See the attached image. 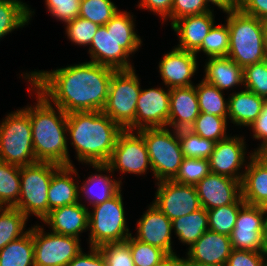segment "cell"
<instances>
[{
	"label": "cell",
	"mask_w": 267,
	"mask_h": 266,
	"mask_svg": "<svg viewBox=\"0 0 267 266\" xmlns=\"http://www.w3.org/2000/svg\"><path fill=\"white\" fill-rule=\"evenodd\" d=\"M115 69L83 62L51 71L21 74L52 104L65 113L102 111Z\"/></svg>",
	"instance_id": "1"
},
{
	"label": "cell",
	"mask_w": 267,
	"mask_h": 266,
	"mask_svg": "<svg viewBox=\"0 0 267 266\" xmlns=\"http://www.w3.org/2000/svg\"><path fill=\"white\" fill-rule=\"evenodd\" d=\"M123 130L103 111L67 114V139L75 148L78 162L87 165L107 164Z\"/></svg>",
	"instance_id": "2"
},
{
	"label": "cell",
	"mask_w": 267,
	"mask_h": 266,
	"mask_svg": "<svg viewBox=\"0 0 267 266\" xmlns=\"http://www.w3.org/2000/svg\"><path fill=\"white\" fill-rule=\"evenodd\" d=\"M31 88L37 95V103L23 109L30 116L36 161L74 166L67 145V113L52 104L33 85Z\"/></svg>",
	"instance_id": "3"
},
{
	"label": "cell",
	"mask_w": 267,
	"mask_h": 266,
	"mask_svg": "<svg viewBox=\"0 0 267 266\" xmlns=\"http://www.w3.org/2000/svg\"><path fill=\"white\" fill-rule=\"evenodd\" d=\"M134 23L133 15L119 10L104 26H99L88 50L90 62L115 70L135 68L129 57L141 47L142 39L136 34Z\"/></svg>",
	"instance_id": "4"
},
{
	"label": "cell",
	"mask_w": 267,
	"mask_h": 266,
	"mask_svg": "<svg viewBox=\"0 0 267 266\" xmlns=\"http://www.w3.org/2000/svg\"><path fill=\"white\" fill-rule=\"evenodd\" d=\"M226 14L230 37L227 57L243 69L266 60L261 19L244 13L238 7Z\"/></svg>",
	"instance_id": "5"
},
{
	"label": "cell",
	"mask_w": 267,
	"mask_h": 266,
	"mask_svg": "<svg viewBox=\"0 0 267 266\" xmlns=\"http://www.w3.org/2000/svg\"><path fill=\"white\" fill-rule=\"evenodd\" d=\"M0 161L20 167L37 162L31 120L24 109L7 114L0 124Z\"/></svg>",
	"instance_id": "6"
},
{
	"label": "cell",
	"mask_w": 267,
	"mask_h": 266,
	"mask_svg": "<svg viewBox=\"0 0 267 266\" xmlns=\"http://www.w3.org/2000/svg\"><path fill=\"white\" fill-rule=\"evenodd\" d=\"M121 191L105 202L91 206L93 209L88 212L89 247L123 242L132 234L127 226Z\"/></svg>",
	"instance_id": "7"
},
{
	"label": "cell",
	"mask_w": 267,
	"mask_h": 266,
	"mask_svg": "<svg viewBox=\"0 0 267 266\" xmlns=\"http://www.w3.org/2000/svg\"><path fill=\"white\" fill-rule=\"evenodd\" d=\"M60 165L50 162H36L21 166V189L14 206L27 218L32 214L41 221L48 215V189L53 173Z\"/></svg>",
	"instance_id": "8"
},
{
	"label": "cell",
	"mask_w": 267,
	"mask_h": 266,
	"mask_svg": "<svg viewBox=\"0 0 267 266\" xmlns=\"http://www.w3.org/2000/svg\"><path fill=\"white\" fill-rule=\"evenodd\" d=\"M146 143L152 172L157 180H172L184 158L177 130L167 127L145 128L138 131Z\"/></svg>",
	"instance_id": "9"
},
{
	"label": "cell",
	"mask_w": 267,
	"mask_h": 266,
	"mask_svg": "<svg viewBox=\"0 0 267 266\" xmlns=\"http://www.w3.org/2000/svg\"><path fill=\"white\" fill-rule=\"evenodd\" d=\"M135 69L113 72L106 105L102 110L123 129L135 130L136 104L141 91Z\"/></svg>",
	"instance_id": "10"
},
{
	"label": "cell",
	"mask_w": 267,
	"mask_h": 266,
	"mask_svg": "<svg viewBox=\"0 0 267 266\" xmlns=\"http://www.w3.org/2000/svg\"><path fill=\"white\" fill-rule=\"evenodd\" d=\"M232 249L267 252V212L244 204L230 235Z\"/></svg>",
	"instance_id": "11"
},
{
	"label": "cell",
	"mask_w": 267,
	"mask_h": 266,
	"mask_svg": "<svg viewBox=\"0 0 267 266\" xmlns=\"http://www.w3.org/2000/svg\"><path fill=\"white\" fill-rule=\"evenodd\" d=\"M34 266H67L82 250L80 239L33 227Z\"/></svg>",
	"instance_id": "12"
},
{
	"label": "cell",
	"mask_w": 267,
	"mask_h": 266,
	"mask_svg": "<svg viewBox=\"0 0 267 266\" xmlns=\"http://www.w3.org/2000/svg\"><path fill=\"white\" fill-rule=\"evenodd\" d=\"M107 165L112 172L117 169L123 174L143 175L148 168L152 172L143 136L138 131L124 129L117 138L116 146Z\"/></svg>",
	"instance_id": "13"
},
{
	"label": "cell",
	"mask_w": 267,
	"mask_h": 266,
	"mask_svg": "<svg viewBox=\"0 0 267 266\" xmlns=\"http://www.w3.org/2000/svg\"><path fill=\"white\" fill-rule=\"evenodd\" d=\"M155 185L158 189L152 203L171 221L202 208L194 185L173 180L159 181Z\"/></svg>",
	"instance_id": "14"
},
{
	"label": "cell",
	"mask_w": 267,
	"mask_h": 266,
	"mask_svg": "<svg viewBox=\"0 0 267 266\" xmlns=\"http://www.w3.org/2000/svg\"><path fill=\"white\" fill-rule=\"evenodd\" d=\"M170 114V88L141 89L136 104L135 130L167 127Z\"/></svg>",
	"instance_id": "15"
},
{
	"label": "cell",
	"mask_w": 267,
	"mask_h": 266,
	"mask_svg": "<svg viewBox=\"0 0 267 266\" xmlns=\"http://www.w3.org/2000/svg\"><path fill=\"white\" fill-rule=\"evenodd\" d=\"M245 143L243 136L239 135L218 141L208 159L211 173L242 181L244 171L240 172V169L247 166Z\"/></svg>",
	"instance_id": "16"
},
{
	"label": "cell",
	"mask_w": 267,
	"mask_h": 266,
	"mask_svg": "<svg viewBox=\"0 0 267 266\" xmlns=\"http://www.w3.org/2000/svg\"><path fill=\"white\" fill-rule=\"evenodd\" d=\"M195 188L201 207L206 210L236 203L242 197L241 181L211 172Z\"/></svg>",
	"instance_id": "17"
},
{
	"label": "cell",
	"mask_w": 267,
	"mask_h": 266,
	"mask_svg": "<svg viewBox=\"0 0 267 266\" xmlns=\"http://www.w3.org/2000/svg\"><path fill=\"white\" fill-rule=\"evenodd\" d=\"M241 181L242 199L267 212V149L254 150Z\"/></svg>",
	"instance_id": "18"
},
{
	"label": "cell",
	"mask_w": 267,
	"mask_h": 266,
	"mask_svg": "<svg viewBox=\"0 0 267 266\" xmlns=\"http://www.w3.org/2000/svg\"><path fill=\"white\" fill-rule=\"evenodd\" d=\"M137 240L164 250L168 255H175L172 248V221L153 203L137 221Z\"/></svg>",
	"instance_id": "19"
},
{
	"label": "cell",
	"mask_w": 267,
	"mask_h": 266,
	"mask_svg": "<svg viewBox=\"0 0 267 266\" xmlns=\"http://www.w3.org/2000/svg\"><path fill=\"white\" fill-rule=\"evenodd\" d=\"M197 55L178 48L166 53L159 62V72L166 88L192 86V76L198 70Z\"/></svg>",
	"instance_id": "20"
},
{
	"label": "cell",
	"mask_w": 267,
	"mask_h": 266,
	"mask_svg": "<svg viewBox=\"0 0 267 266\" xmlns=\"http://www.w3.org/2000/svg\"><path fill=\"white\" fill-rule=\"evenodd\" d=\"M214 18L213 10H211L203 14L185 16L176 20L171 25L179 39L176 48L195 53L213 27Z\"/></svg>",
	"instance_id": "21"
},
{
	"label": "cell",
	"mask_w": 267,
	"mask_h": 266,
	"mask_svg": "<svg viewBox=\"0 0 267 266\" xmlns=\"http://www.w3.org/2000/svg\"><path fill=\"white\" fill-rule=\"evenodd\" d=\"M199 114L195 85L170 88V114L167 127H172L174 130L189 129Z\"/></svg>",
	"instance_id": "22"
},
{
	"label": "cell",
	"mask_w": 267,
	"mask_h": 266,
	"mask_svg": "<svg viewBox=\"0 0 267 266\" xmlns=\"http://www.w3.org/2000/svg\"><path fill=\"white\" fill-rule=\"evenodd\" d=\"M232 251L230 236L207 230L187 250L190 260L225 266Z\"/></svg>",
	"instance_id": "23"
},
{
	"label": "cell",
	"mask_w": 267,
	"mask_h": 266,
	"mask_svg": "<svg viewBox=\"0 0 267 266\" xmlns=\"http://www.w3.org/2000/svg\"><path fill=\"white\" fill-rule=\"evenodd\" d=\"M88 212L86 205L78 202L49 211L42 221L54 233L79 238L82 232L88 231Z\"/></svg>",
	"instance_id": "24"
},
{
	"label": "cell",
	"mask_w": 267,
	"mask_h": 266,
	"mask_svg": "<svg viewBox=\"0 0 267 266\" xmlns=\"http://www.w3.org/2000/svg\"><path fill=\"white\" fill-rule=\"evenodd\" d=\"M72 175H78L74 166H60L52 175L48 189V213L49 211L73 205L81 200L79 195V182L74 181Z\"/></svg>",
	"instance_id": "25"
},
{
	"label": "cell",
	"mask_w": 267,
	"mask_h": 266,
	"mask_svg": "<svg viewBox=\"0 0 267 266\" xmlns=\"http://www.w3.org/2000/svg\"><path fill=\"white\" fill-rule=\"evenodd\" d=\"M90 166L94 167V169L101 174L92 173V175L83 182L84 184L79 186V193H82L79 195H83V197H85L84 199H86L90 205L94 206L115 196L121 190L122 182L121 179H112L111 176L102 174L101 171L113 173L107 164H90Z\"/></svg>",
	"instance_id": "26"
},
{
	"label": "cell",
	"mask_w": 267,
	"mask_h": 266,
	"mask_svg": "<svg viewBox=\"0 0 267 266\" xmlns=\"http://www.w3.org/2000/svg\"><path fill=\"white\" fill-rule=\"evenodd\" d=\"M207 60L204 66L205 82L216 86L221 91L244 85L243 68L229 57H210Z\"/></svg>",
	"instance_id": "27"
},
{
	"label": "cell",
	"mask_w": 267,
	"mask_h": 266,
	"mask_svg": "<svg viewBox=\"0 0 267 266\" xmlns=\"http://www.w3.org/2000/svg\"><path fill=\"white\" fill-rule=\"evenodd\" d=\"M228 97V118L237 126L249 127L260 115L265 98L256 95L249 90L234 92Z\"/></svg>",
	"instance_id": "28"
},
{
	"label": "cell",
	"mask_w": 267,
	"mask_h": 266,
	"mask_svg": "<svg viewBox=\"0 0 267 266\" xmlns=\"http://www.w3.org/2000/svg\"><path fill=\"white\" fill-rule=\"evenodd\" d=\"M172 229L180 242L189 247L192 246L209 230L207 210L200 208L193 213L172 220Z\"/></svg>",
	"instance_id": "29"
},
{
	"label": "cell",
	"mask_w": 267,
	"mask_h": 266,
	"mask_svg": "<svg viewBox=\"0 0 267 266\" xmlns=\"http://www.w3.org/2000/svg\"><path fill=\"white\" fill-rule=\"evenodd\" d=\"M0 266H34L33 226L0 250Z\"/></svg>",
	"instance_id": "30"
},
{
	"label": "cell",
	"mask_w": 267,
	"mask_h": 266,
	"mask_svg": "<svg viewBox=\"0 0 267 266\" xmlns=\"http://www.w3.org/2000/svg\"><path fill=\"white\" fill-rule=\"evenodd\" d=\"M33 13L21 0H0V39L27 25Z\"/></svg>",
	"instance_id": "31"
},
{
	"label": "cell",
	"mask_w": 267,
	"mask_h": 266,
	"mask_svg": "<svg viewBox=\"0 0 267 266\" xmlns=\"http://www.w3.org/2000/svg\"><path fill=\"white\" fill-rule=\"evenodd\" d=\"M199 110L202 113L228 117L229 100L224 98L223 91L203 79L196 84Z\"/></svg>",
	"instance_id": "32"
},
{
	"label": "cell",
	"mask_w": 267,
	"mask_h": 266,
	"mask_svg": "<svg viewBox=\"0 0 267 266\" xmlns=\"http://www.w3.org/2000/svg\"><path fill=\"white\" fill-rule=\"evenodd\" d=\"M28 218L15 207H0V250L10 242L21 238Z\"/></svg>",
	"instance_id": "33"
},
{
	"label": "cell",
	"mask_w": 267,
	"mask_h": 266,
	"mask_svg": "<svg viewBox=\"0 0 267 266\" xmlns=\"http://www.w3.org/2000/svg\"><path fill=\"white\" fill-rule=\"evenodd\" d=\"M20 169V166L0 161V207L17 204L21 189Z\"/></svg>",
	"instance_id": "34"
},
{
	"label": "cell",
	"mask_w": 267,
	"mask_h": 266,
	"mask_svg": "<svg viewBox=\"0 0 267 266\" xmlns=\"http://www.w3.org/2000/svg\"><path fill=\"white\" fill-rule=\"evenodd\" d=\"M245 204L242 197L233 204L207 210L209 230L230 236L240 208Z\"/></svg>",
	"instance_id": "35"
},
{
	"label": "cell",
	"mask_w": 267,
	"mask_h": 266,
	"mask_svg": "<svg viewBox=\"0 0 267 266\" xmlns=\"http://www.w3.org/2000/svg\"><path fill=\"white\" fill-rule=\"evenodd\" d=\"M177 134L185 158L209 159L216 142L202 138L190 129L177 130Z\"/></svg>",
	"instance_id": "36"
},
{
	"label": "cell",
	"mask_w": 267,
	"mask_h": 266,
	"mask_svg": "<svg viewBox=\"0 0 267 266\" xmlns=\"http://www.w3.org/2000/svg\"><path fill=\"white\" fill-rule=\"evenodd\" d=\"M227 118L200 112L189 129L200 137L217 143L228 137L226 133Z\"/></svg>",
	"instance_id": "37"
},
{
	"label": "cell",
	"mask_w": 267,
	"mask_h": 266,
	"mask_svg": "<svg viewBox=\"0 0 267 266\" xmlns=\"http://www.w3.org/2000/svg\"><path fill=\"white\" fill-rule=\"evenodd\" d=\"M226 25H213V27L208 32V35L204 38L202 45L195 52L198 53L203 52L210 57H227L229 50V27L227 23Z\"/></svg>",
	"instance_id": "38"
},
{
	"label": "cell",
	"mask_w": 267,
	"mask_h": 266,
	"mask_svg": "<svg viewBox=\"0 0 267 266\" xmlns=\"http://www.w3.org/2000/svg\"><path fill=\"white\" fill-rule=\"evenodd\" d=\"M118 11L111 0H81L79 17L104 26Z\"/></svg>",
	"instance_id": "39"
},
{
	"label": "cell",
	"mask_w": 267,
	"mask_h": 266,
	"mask_svg": "<svg viewBox=\"0 0 267 266\" xmlns=\"http://www.w3.org/2000/svg\"><path fill=\"white\" fill-rule=\"evenodd\" d=\"M130 251L135 266H156L169 255L159 247L143 243L130 235Z\"/></svg>",
	"instance_id": "40"
},
{
	"label": "cell",
	"mask_w": 267,
	"mask_h": 266,
	"mask_svg": "<svg viewBox=\"0 0 267 266\" xmlns=\"http://www.w3.org/2000/svg\"><path fill=\"white\" fill-rule=\"evenodd\" d=\"M210 172L208 159L184 157L177 175L172 180L180 184L195 186Z\"/></svg>",
	"instance_id": "41"
},
{
	"label": "cell",
	"mask_w": 267,
	"mask_h": 266,
	"mask_svg": "<svg viewBox=\"0 0 267 266\" xmlns=\"http://www.w3.org/2000/svg\"><path fill=\"white\" fill-rule=\"evenodd\" d=\"M244 88L267 100V59L243 69Z\"/></svg>",
	"instance_id": "42"
},
{
	"label": "cell",
	"mask_w": 267,
	"mask_h": 266,
	"mask_svg": "<svg viewBox=\"0 0 267 266\" xmlns=\"http://www.w3.org/2000/svg\"><path fill=\"white\" fill-rule=\"evenodd\" d=\"M66 24L67 38L76 45L87 46L91 44L93 37L99 28L98 24H95L87 19L77 17Z\"/></svg>",
	"instance_id": "43"
},
{
	"label": "cell",
	"mask_w": 267,
	"mask_h": 266,
	"mask_svg": "<svg viewBox=\"0 0 267 266\" xmlns=\"http://www.w3.org/2000/svg\"><path fill=\"white\" fill-rule=\"evenodd\" d=\"M98 248L107 266H135L130 251V237L126 241L106 243Z\"/></svg>",
	"instance_id": "44"
},
{
	"label": "cell",
	"mask_w": 267,
	"mask_h": 266,
	"mask_svg": "<svg viewBox=\"0 0 267 266\" xmlns=\"http://www.w3.org/2000/svg\"><path fill=\"white\" fill-rule=\"evenodd\" d=\"M81 0H45L48 12L64 24L79 16Z\"/></svg>",
	"instance_id": "45"
},
{
	"label": "cell",
	"mask_w": 267,
	"mask_h": 266,
	"mask_svg": "<svg viewBox=\"0 0 267 266\" xmlns=\"http://www.w3.org/2000/svg\"><path fill=\"white\" fill-rule=\"evenodd\" d=\"M204 0H173L171 7V25L178 19L211 11Z\"/></svg>",
	"instance_id": "46"
},
{
	"label": "cell",
	"mask_w": 267,
	"mask_h": 266,
	"mask_svg": "<svg viewBox=\"0 0 267 266\" xmlns=\"http://www.w3.org/2000/svg\"><path fill=\"white\" fill-rule=\"evenodd\" d=\"M267 252L232 249L225 266H262Z\"/></svg>",
	"instance_id": "47"
},
{
	"label": "cell",
	"mask_w": 267,
	"mask_h": 266,
	"mask_svg": "<svg viewBox=\"0 0 267 266\" xmlns=\"http://www.w3.org/2000/svg\"><path fill=\"white\" fill-rule=\"evenodd\" d=\"M87 254L82 250L68 263L67 266H107L98 247H89Z\"/></svg>",
	"instance_id": "48"
},
{
	"label": "cell",
	"mask_w": 267,
	"mask_h": 266,
	"mask_svg": "<svg viewBox=\"0 0 267 266\" xmlns=\"http://www.w3.org/2000/svg\"><path fill=\"white\" fill-rule=\"evenodd\" d=\"M253 130V139L262 140L255 150L267 149V100L265 101L260 115L249 125Z\"/></svg>",
	"instance_id": "49"
},
{
	"label": "cell",
	"mask_w": 267,
	"mask_h": 266,
	"mask_svg": "<svg viewBox=\"0 0 267 266\" xmlns=\"http://www.w3.org/2000/svg\"><path fill=\"white\" fill-rule=\"evenodd\" d=\"M173 0H141L138 8L147 9L159 15L162 21L171 19V7Z\"/></svg>",
	"instance_id": "50"
},
{
	"label": "cell",
	"mask_w": 267,
	"mask_h": 266,
	"mask_svg": "<svg viewBox=\"0 0 267 266\" xmlns=\"http://www.w3.org/2000/svg\"><path fill=\"white\" fill-rule=\"evenodd\" d=\"M238 8L258 19L267 17V0H238Z\"/></svg>",
	"instance_id": "51"
},
{
	"label": "cell",
	"mask_w": 267,
	"mask_h": 266,
	"mask_svg": "<svg viewBox=\"0 0 267 266\" xmlns=\"http://www.w3.org/2000/svg\"><path fill=\"white\" fill-rule=\"evenodd\" d=\"M206 5L209 7L211 4L217 6L224 13H228L238 7V0H204Z\"/></svg>",
	"instance_id": "52"
},
{
	"label": "cell",
	"mask_w": 267,
	"mask_h": 266,
	"mask_svg": "<svg viewBox=\"0 0 267 266\" xmlns=\"http://www.w3.org/2000/svg\"><path fill=\"white\" fill-rule=\"evenodd\" d=\"M156 266H181V258L178 255H169L165 260Z\"/></svg>",
	"instance_id": "53"
},
{
	"label": "cell",
	"mask_w": 267,
	"mask_h": 266,
	"mask_svg": "<svg viewBox=\"0 0 267 266\" xmlns=\"http://www.w3.org/2000/svg\"><path fill=\"white\" fill-rule=\"evenodd\" d=\"M181 266H223V265H214V264H204L197 261L190 260L188 257L181 258Z\"/></svg>",
	"instance_id": "54"
},
{
	"label": "cell",
	"mask_w": 267,
	"mask_h": 266,
	"mask_svg": "<svg viewBox=\"0 0 267 266\" xmlns=\"http://www.w3.org/2000/svg\"><path fill=\"white\" fill-rule=\"evenodd\" d=\"M262 26H263V32H264V48L267 53V17L261 19Z\"/></svg>",
	"instance_id": "55"
},
{
	"label": "cell",
	"mask_w": 267,
	"mask_h": 266,
	"mask_svg": "<svg viewBox=\"0 0 267 266\" xmlns=\"http://www.w3.org/2000/svg\"><path fill=\"white\" fill-rule=\"evenodd\" d=\"M262 266H267V259L265 260Z\"/></svg>",
	"instance_id": "56"
}]
</instances>
